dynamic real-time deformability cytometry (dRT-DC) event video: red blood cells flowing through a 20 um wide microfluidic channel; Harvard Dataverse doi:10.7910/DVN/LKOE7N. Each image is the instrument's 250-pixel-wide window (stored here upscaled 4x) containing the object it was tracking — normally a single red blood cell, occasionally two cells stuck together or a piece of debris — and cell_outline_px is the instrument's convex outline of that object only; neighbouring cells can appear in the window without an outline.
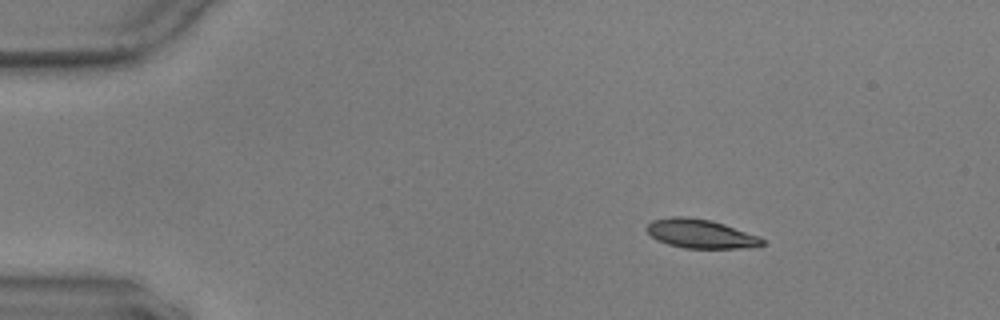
{"species": "common noctule bat (a hibernating species)", "species_latin": "Nyctalus noctula", "temperature_condition": "warm", "stored_images_in_passage": 49, "camera_frame_rate_fps": 3000, "um_per_image_px": 0.085, "animal": {"sex": "male", "body_mass_g": 17.9, "forearm_length_mm": 54.2}, "frame": {"image": 1, "passage_image": 1, "time_ms": 0.0, "image_size_px": [1000, 320], "cell_outline_px": [[764, 244], [740, 248], [684, 248], [668, 244], [656, 240], [648, 232], [648, 224], [652, 220], [672, 216], [688, 216], [712, 220], [760, 236], [764, 240]], "centroid_in_image_um": [59.54, 19.85], "position_along_channel_um": 25.5, "area_um2": 19.42}}
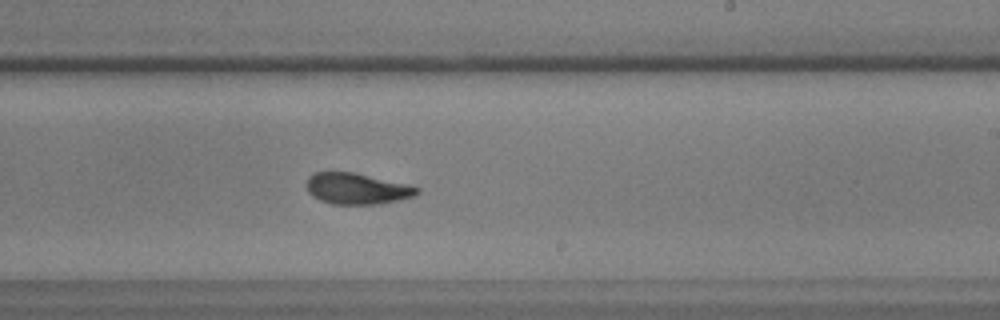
{"frame": {"image": 2, "passage_image": 27, "time_ms": 8.667, "image_size_px": [1000, 320], "cell_outline_px": [[420, 192], [416, 196], [376, 204], [332, 204], [320, 200], [312, 196], [308, 192], [308, 176], [316, 172], [356, 172], [408, 184], [420, 188]], "centroid_in_image_um": [30.36, 16.03], "position_along_channel_um": 258.6, "area_um2": 20.06}}
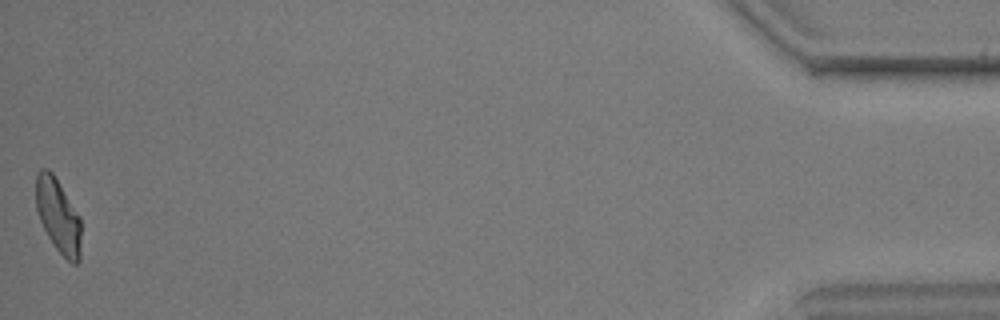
{"frame": {"image": 3, "passage_image": 49, "time_ms": 16.0, "image_size_px": [1000, 320], "cell_outline_px": [[80, 260], [76, 264], [72, 264], [56, 248], [48, 236], [40, 220], [36, 208], [36, 172], [40, 168], [48, 168], [52, 172], [80, 216]], "centroid_in_image_um": [4.94, 18.31], "position_along_channel_um": 430.3, "area_um2": 19.36}, "authors_computed_cell_mechanics": {"area_um2": 20.1144, "velocity_mm_per_s": 3.5588, "shape_relaxation_time_tau1_ms": 6.2561, "shape_relaxation_time_tau2_ms": 1.7879, "deformation_change_tau1": 0.1745, "deformation_change_tau2": 0.0795}}